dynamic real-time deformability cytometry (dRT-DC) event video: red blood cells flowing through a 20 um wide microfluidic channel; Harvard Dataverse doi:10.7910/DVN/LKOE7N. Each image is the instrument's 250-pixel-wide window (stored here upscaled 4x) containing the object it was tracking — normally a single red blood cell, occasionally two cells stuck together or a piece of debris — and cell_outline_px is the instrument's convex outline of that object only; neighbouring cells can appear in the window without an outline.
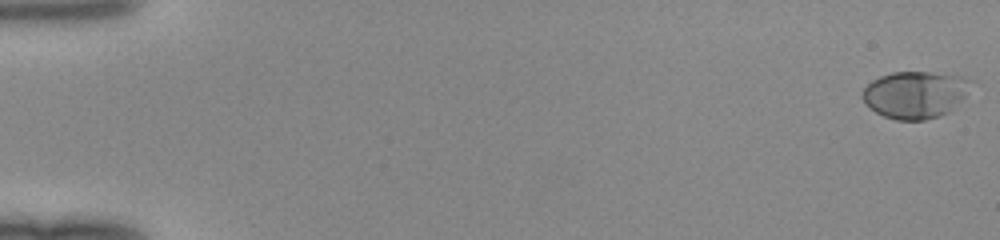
{"species": "human", "species_latin": "Homo sapiens", "temperature_condition": "room temperature", "stored_images_in_passage": 51, "camera_frame_rate_fps": 3000, "um_per_image_px": 0.085, "donor": {"sex": "female"}, "frame": {"image": 1, "passage_image": 1, "time_ms": 0.0, "image_size_px": [1000, 240], "cell_outline_px": [[976, 80], [964, 96], [948, 112], [940, 116], [924, 120], [896, 120], [884, 116], [876, 112], [864, 104], [860, 96], [864, 88], [872, 80], [880, 76], [892, 72], [932, 72], [964, 76]], "centroid_in_image_um": [77.79, 8.03], "position_along_channel_um": 7.2, "area_um2": 30.11}}
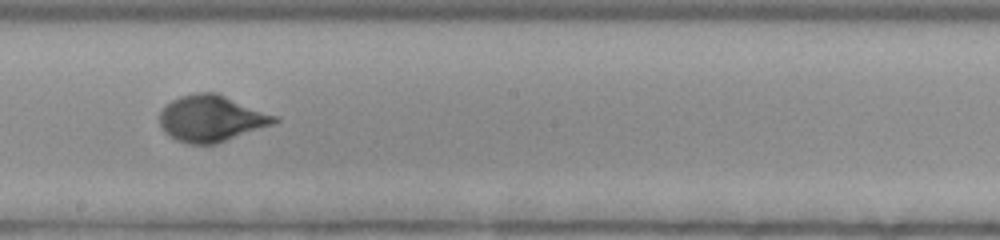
{"frame": {"image": 2, "passage_image": 30, "time_ms": 9.667, "image_size_px": [1000, 240], "cell_outline_px": [[280, 120], [272, 124], [216, 144], [188, 144], [176, 140], [168, 136], [164, 132], [160, 124], [160, 112], [172, 100], [180, 96], [196, 92], [216, 92], [280, 116]], "centroid_in_image_um": [17.98, 10.06], "position_along_channel_um": 230.2, "area_um2": 31.15}}
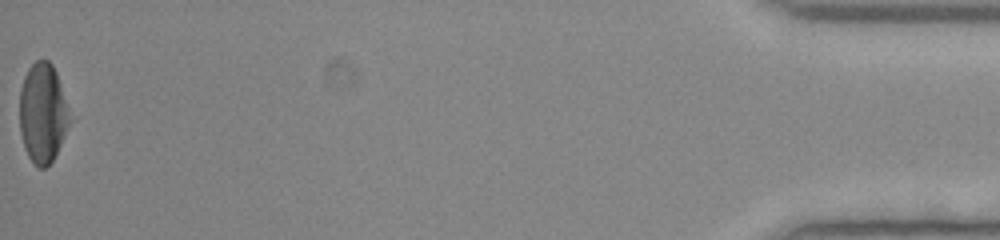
{"frame": {"image": 3, "passage_image": 51, "time_ms": 16.667, "image_size_px": [1000, 240], "cell_outline_px": [[76, 120], [52, 160], [44, 168], [40, 168], [32, 164], [24, 148], [20, 132], [20, 88], [24, 76], [28, 68], [36, 60], [48, 60], [52, 64], [56, 72]], "centroid_in_image_um": [3.71, 9.63], "position_along_channel_um": 431.5, "area_um2": 30.29}}